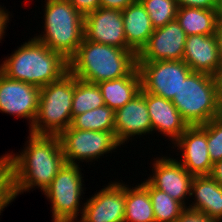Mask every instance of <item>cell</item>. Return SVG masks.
<instances>
[{
	"label": "cell",
	"instance_id": "6da1fadb",
	"mask_svg": "<svg viewBox=\"0 0 222 222\" xmlns=\"http://www.w3.org/2000/svg\"><path fill=\"white\" fill-rule=\"evenodd\" d=\"M28 139L20 154L8 153L0 157L5 167V182L14 199L34 187L44 192L65 164L57 135L29 133Z\"/></svg>",
	"mask_w": 222,
	"mask_h": 222
},
{
	"label": "cell",
	"instance_id": "7a4b0ae2",
	"mask_svg": "<svg viewBox=\"0 0 222 222\" xmlns=\"http://www.w3.org/2000/svg\"><path fill=\"white\" fill-rule=\"evenodd\" d=\"M137 67L132 49L95 43L83 37L76 53L68 60V71L77 79L98 84L125 77Z\"/></svg>",
	"mask_w": 222,
	"mask_h": 222
},
{
	"label": "cell",
	"instance_id": "3957f363",
	"mask_svg": "<svg viewBox=\"0 0 222 222\" xmlns=\"http://www.w3.org/2000/svg\"><path fill=\"white\" fill-rule=\"evenodd\" d=\"M0 71L8 78L41 88L66 74L68 61L33 37L6 57Z\"/></svg>",
	"mask_w": 222,
	"mask_h": 222
},
{
	"label": "cell",
	"instance_id": "277c9868",
	"mask_svg": "<svg viewBox=\"0 0 222 222\" xmlns=\"http://www.w3.org/2000/svg\"><path fill=\"white\" fill-rule=\"evenodd\" d=\"M44 32L35 36L67 61L76 53L84 37V16L68 0H45Z\"/></svg>",
	"mask_w": 222,
	"mask_h": 222
},
{
	"label": "cell",
	"instance_id": "5b68a950",
	"mask_svg": "<svg viewBox=\"0 0 222 222\" xmlns=\"http://www.w3.org/2000/svg\"><path fill=\"white\" fill-rule=\"evenodd\" d=\"M189 126L202 125L222 115L217 77L192 72L171 100Z\"/></svg>",
	"mask_w": 222,
	"mask_h": 222
},
{
	"label": "cell",
	"instance_id": "8992f818",
	"mask_svg": "<svg viewBox=\"0 0 222 222\" xmlns=\"http://www.w3.org/2000/svg\"><path fill=\"white\" fill-rule=\"evenodd\" d=\"M73 94L74 75L69 71L59 80L41 87L38 112L29 132L59 136L71 125Z\"/></svg>",
	"mask_w": 222,
	"mask_h": 222
},
{
	"label": "cell",
	"instance_id": "52a82bcc",
	"mask_svg": "<svg viewBox=\"0 0 222 222\" xmlns=\"http://www.w3.org/2000/svg\"><path fill=\"white\" fill-rule=\"evenodd\" d=\"M78 164L66 163L59 169L51 185L43 192L51 202L52 221L78 219L83 213L80 199L83 177ZM80 208V209H79Z\"/></svg>",
	"mask_w": 222,
	"mask_h": 222
},
{
	"label": "cell",
	"instance_id": "ba28073f",
	"mask_svg": "<svg viewBox=\"0 0 222 222\" xmlns=\"http://www.w3.org/2000/svg\"><path fill=\"white\" fill-rule=\"evenodd\" d=\"M58 137L65 162L69 164H77V160L91 162L121 146L115 131L79 130L69 126Z\"/></svg>",
	"mask_w": 222,
	"mask_h": 222
},
{
	"label": "cell",
	"instance_id": "9c48e42d",
	"mask_svg": "<svg viewBox=\"0 0 222 222\" xmlns=\"http://www.w3.org/2000/svg\"><path fill=\"white\" fill-rule=\"evenodd\" d=\"M144 92L172 100L193 72L183 60L137 62Z\"/></svg>",
	"mask_w": 222,
	"mask_h": 222
},
{
	"label": "cell",
	"instance_id": "30bf717a",
	"mask_svg": "<svg viewBox=\"0 0 222 222\" xmlns=\"http://www.w3.org/2000/svg\"><path fill=\"white\" fill-rule=\"evenodd\" d=\"M40 88L8 78L0 71V112L26 118L31 129L39 105Z\"/></svg>",
	"mask_w": 222,
	"mask_h": 222
},
{
	"label": "cell",
	"instance_id": "8fae6325",
	"mask_svg": "<svg viewBox=\"0 0 222 222\" xmlns=\"http://www.w3.org/2000/svg\"><path fill=\"white\" fill-rule=\"evenodd\" d=\"M186 37L176 19L156 28L147 44L137 54V62L182 60Z\"/></svg>",
	"mask_w": 222,
	"mask_h": 222
},
{
	"label": "cell",
	"instance_id": "7c38bea8",
	"mask_svg": "<svg viewBox=\"0 0 222 222\" xmlns=\"http://www.w3.org/2000/svg\"><path fill=\"white\" fill-rule=\"evenodd\" d=\"M84 38L100 44L131 49L126 42L122 11L99 7L84 16Z\"/></svg>",
	"mask_w": 222,
	"mask_h": 222
},
{
	"label": "cell",
	"instance_id": "4fadbf2b",
	"mask_svg": "<svg viewBox=\"0 0 222 222\" xmlns=\"http://www.w3.org/2000/svg\"><path fill=\"white\" fill-rule=\"evenodd\" d=\"M83 205L81 222H124L125 185L111 182Z\"/></svg>",
	"mask_w": 222,
	"mask_h": 222
},
{
	"label": "cell",
	"instance_id": "5bb4252c",
	"mask_svg": "<svg viewBox=\"0 0 222 222\" xmlns=\"http://www.w3.org/2000/svg\"><path fill=\"white\" fill-rule=\"evenodd\" d=\"M153 174L146 179L153 187L166 192L170 197L182 203L190 197L192 176L178 160L163 156L154 161Z\"/></svg>",
	"mask_w": 222,
	"mask_h": 222
},
{
	"label": "cell",
	"instance_id": "9a60e30c",
	"mask_svg": "<svg viewBox=\"0 0 222 222\" xmlns=\"http://www.w3.org/2000/svg\"><path fill=\"white\" fill-rule=\"evenodd\" d=\"M182 152L180 164L192 176H209L212 162L207 145V123L189 126L184 133L172 143Z\"/></svg>",
	"mask_w": 222,
	"mask_h": 222
},
{
	"label": "cell",
	"instance_id": "2e32d148",
	"mask_svg": "<svg viewBox=\"0 0 222 222\" xmlns=\"http://www.w3.org/2000/svg\"><path fill=\"white\" fill-rule=\"evenodd\" d=\"M115 138L120 145L137 135L151 134V120L146 105V92L142 89L123 107L115 110Z\"/></svg>",
	"mask_w": 222,
	"mask_h": 222
},
{
	"label": "cell",
	"instance_id": "e0dca14e",
	"mask_svg": "<svg viewBox=\"0 0 222 222\" xmlns=\"http://www.w3.org/2000/svg\"><path fill=\"white\" fill-rule=\"evenodd\" d=\"M182 60L193 72H202L217 77L222 69V62L215 34L187 36Z\"/></svg>",
	"mask_w": 222,
	"mask_h": 222
},
{
	"label": "cell",
	"instance_id": "ac0fdd59",
	"mask_svg": "<svg viewBox=\"0 0 222 222\" xmlns=\"http://www.w3.org/2000/svg\"><path fill=\"white\" fill-rule=\"evenodd\" d=\"M146 105L152 131L171 137L173 143L189 127L171 100L146 92Z\"/></svg>",
	"mask_w": 222,
	"mask_h": 222
},
{
	"label": "cell",
	"instance_id": "d6986e66",
	"mask_svg": "<svg viewBox=\"0 0 222 222\" xmlns=\"http://www.w3.org/2000/svg\"><path fill=\"white\" fill-rule=\"evenodd\" d=\"M122 18L127 45L138 54L155 30L151 19L140 0L123 9Z\"/></svg>",
	"mask_w": 222,
	"mask_h": 222
},
{
	"label": "cell",
	"instance_id": "ffe728a7",
	"mask_svg": "<svg viewBox=\"0 0 222 222\" xmlns=\"http://www.w3.org/2000/svg\"><path fill=\"white\" fill-rule=\"evenodd\" d=\"M190 196L195 200L187 208L222 221V186L214 179L194 176Z\"/></svg>",
	"mask_w": 222,
	"mask_h": 222
},
{
	"label": "cell",
	"instance_id": "44dd1931",
	"mask_svg": "<svg viewBox=\"0 0 222 222\" xmlns=\"http://www.w3.org/2000/svg\"><path fill=\"white\" fill-rule=\"evenodd\" d=\"M104 104L114 111L123 107L141 90V78L136 67L129 75L98 83Z\"/></svg>",
	"mask_w": 222,
	"mask_h": 222
},
{
	"label": "cell",
	"instance_id": "7402d4cb",
	"mask_svg": "<svg viewBox=\"0 0 222 222\" xmlns=\"http://www.w3.org/2000/svg\"><path fill=\"white\" fill-rule=\"evenodd\" d=\"M176 20L190 35H214L218 21L217 10L195 7H178Z\"/></svg>",
	"mask_w": 222,
	"mask_h": 222
},
{
	"label": "cell",
	"instance_id": "603a6c76",
	"mask_svg": "<svg viewBox=\"0 0 222 222\" xmlns=\"http://www.w3.org/2000/svg\"><path fill=\"white\" fill-rule=\"evenodd\" d=\"M124 222H156L149 192L141 184L125 185Z\"/></svg>",
	"mask_w": 222,
	"mask_h": 222
},
{
	"label": "cell",
	"instance_id": "cb8c5ba5",
	"mask_svg": "<svg viewBox=\"0 0 222 222\" xmlns=\"http://www.w3.org/2000/svg\"><path fill=\"white\" fill-rule=\"evenodd\" d=\"M141 185L149 192L156 222H175L186 207L170 197L166 192L156 189L147 180Z\"/></svg>",
	"mask_w": 222,
	"mask_h": 222
},
{
	"label": "cell",
	"instance_id": "d4e9b609",
	"mask_svg": "<svg viewBox=\"0 0 222 222\" xmlns=\"http://www.w3.org/2000/svg\"><path fill=\"white\" fill-rule=\"evenodd\" d=\"M103 105L105 104L98 84L82 81L74 76L72 119Z\"/></svg>",
	"mask_w": 222,
	"mask_h": 222
},
{
	"label": "cell",
	"instance_id": "484cf974",
	"mask_svg": "<svg viewBox=\"0 0 222 222\" xmlns=\"http://www.w3.org/2000/svg\"><path fill=\"white\" fill-rule=\"evenodd\" d=\"M115 111L106 105L77 115L71 127L79 130L114 131Z\"/></svg>",
	"mask_w": 222,
	"mask_h": 222
},
{
	"label": "cell",
	"instance_id": "4316f807",
	"mask_svg": "<svg viewBox=\"0 0 222 222\" xmlns=\"http://www.w3.org/2000/svg\"><path fill=\"white\" fill-rule=\"evenodd\" d=\"M140 2L145 7L154 29L176 19L178 11L176 0H140Z\"/></svg>",
	"mask_w": 222,
	"mask_h": 222
},
{
	"label": "cell",
	"instance_id": "83f0119b",
	"mask_svg": "<svg viewBox=\"0 0 222 222\" xmlns=\"http://www.w3.org/2000/svg\"><path fill=\"white\" fill-rule=\"evenodd\" d=\"M207 145L212 164L222 160V115L207 123Z\"/></svg>",
	"mask_w": 222,
	"mask_h": 222
},
{
	"label": "cell",
	"instance_id": "f1b7e54d",
	"mask_svg": "<svg viewBox=\"0 0 222 222\" xmlns=\"http://www.w3.org/2000/svg\"><path fill=\"white\" fill-rule=\"evenodd\" d=\"M175 222H222L219 219L211 218L202 212L186 208Z\"/></svg>",
	"mask_w": 222,
	"mask_h": 222
},
{
	"label": "cell",
	"instance_id": "f546056e",
	"mask_svg": "<svg viewBox=\"0 0 222 222\" xmlns=\"http://www.w3.org/2000/svg\"><path fill=\"white\" fill-rule=\"evenodd\" d=\"M178 7H195L208 10L218 9V0H176Z\"/></svg>",
	"mask_w": 222,
	"mask_h": 222
},
{
	"label": "cell",
	"instance_id": "4dcf8cb0",
	"mask_svg": "<svg viewBox=\"0 0 222 222\" xmlns=\"http://www.w3.org/2000/svg\"><path fill=\"white\" fill-rule=\"evenodd\" d=\"M83 16L100 7V0H68Z\"/></svg>",
	"mask_w": 222,
	"mask_h": 222
},
{
	"label": "cell",
	"instance_id": "1f68e13d",
	"mask_svg": "<svg viewBox=\"0 0 222 222\" xmlns=\"http://www.w3.org/2000/svg\"><path fill=\"white\" fill-rule=\"evenodd\" d=\"M135 1L137 0H100V7L122 11Z\"/></svg>",
	"mask_w": 222,
	"mask_h": 222
},
{
	"label": "cell",
	"instance_id": "d6a6232c",
	"mask_svg": "<svg viewBox=\"0 0 222 222\" xmlns=\"http://www.w3.org/2000/svg\"><path fill=\"white\" fill-rule=\"evenodd\" d=\"M209 176L222 186V160L212 165Z\"/></svg>",
	"mask_w": 222,
	"mask_h": 222
},
{
	"label": "cell",
	"instance_id": "836d02e7",
	"mask_svg": "<svg viewBox=\"0 0 222 222\" xmlns=\"http://www.w3.org/2000/svg\"><path fill=\"white\" fill-rule=\"evenodd\" d=\"M3 7L0 6V40L3 38V35H5V30L7 29L6 26L7 23H9V13L8 11L2 9Z\"/></svg>",
	"mask_w": 222,
	"mask_h": 222
},
{
	"label": "cell",
	"instance_id": "e575fe53",
	"mask_svg": "<svg viewBox=\"0 0 222 222\" xmlns=\"http://www.w3.org/2000/svg\"><path fill=\"white\" fill-rule=\"evenodd\" d=\"M219 57L222 62V20L218 19L215 31Z\"/></svg>",
	"mask_w": 222,
	"mask_h": 222
},
{
	"label": "cell",
	"instance_id": "d590c367",
	"mask_svg": "<svg viewBox=\"0 0 222 222\" xmlns=\"http://www.w3.org/2000/svg\"><path fill=\"white\" fill-rule=\"evenodd\" d=\"M217 79H218V85H219V97L222 104V69L220 70L217 76Z\"/></svg>",
	"mask_w": 222,
	"mask_h": 222
},
{
	"label": "cell",
	"instance_id": "8d00e7d4",
	"mask_svg": "<svg viewBox=\"0 0 222 222\" xmlns=\"http://www.w3.org/2000/svg\"><path fill=\"white\" fill-rule=\"evenodd\" d=\"M218 19L222 20V0H218Z\"/></svg>",
	"mask_w": 222,
	"mask_h": 222
},
{
	"label": "cell",
	"instance_id": "74e56055",
	"mask_svg": "<svg viewBox=\"0 0 222 222\" xmlns=\"http://www.w3.org/2000/svg\"><path fill=\"white\" fill-rule=\"evenodd\" d=\"M54 222H81V221L80 220L77 221V219L75 221V219H73V220H60V221H54Z\"/></svg>",
	"mask_w": 222,
	"mask_h": 222
}]
</instances>
